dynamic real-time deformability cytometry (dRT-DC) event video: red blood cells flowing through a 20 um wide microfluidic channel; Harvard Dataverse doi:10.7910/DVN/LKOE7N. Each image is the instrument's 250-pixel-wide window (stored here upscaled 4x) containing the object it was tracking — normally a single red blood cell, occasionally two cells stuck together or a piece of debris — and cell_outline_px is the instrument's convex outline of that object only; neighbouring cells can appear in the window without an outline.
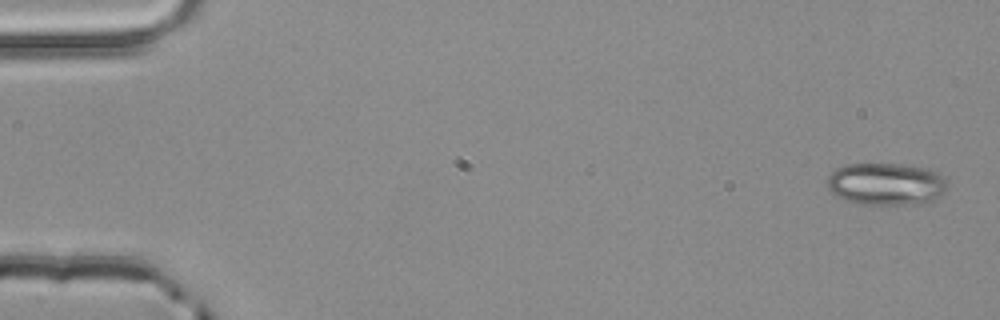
{"species": "common noctule bat (a hibernating species)", "species_latin": "Nyctalus noctula", "temperature_condition": "room temperature", "stored_images_in_passage": 4, "camera_frame_rate_fps": 3000, "um_per_image_px": 0.085, "animal": {"sex": "male", "body_mass_g": 20.4}, "frame": {"image": 1, "passage_image": 1, "time_ms": 0.0, "image_size_px": [1000, 320], "cell_outline_px": [[948, 188], [944, 192], [932, 200], [912, 204], [864, 204], [844, 200], [832, 192], [828, 188], [828, 176], [836, 168], [844, 164], [900, 164], [928, 168], [940, 172]], "centroid_in_image_um": [75.32, 15.62], "position_along_channel_um": 9.7, "area_um2": 29.48}}